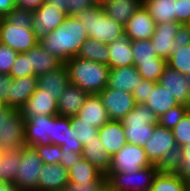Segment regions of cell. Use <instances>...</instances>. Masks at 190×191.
Instances as JSON below:
<instances>
[{
	"label": "cell",
	"mask_w": 190,
	"mask_h": 191,
	"mask_svg": "<svg viewBox=\"0 0 190 191\" xmlns=\"http://www.w3.org/2000/svg\"><path fill=\"white\" fill-rule=\"evenodd\" d=\"M87 37L84 27L75 16H67L62 25L40 39L38 44L64 64L77 56Z\"/></svg>",
	"instance_id": "obj_1"
},
{
	"label": "cell",
	"mask_w": 190,
	"mask_h": 191,
	"mask_svg": "<svg viewBox=\"0 0 190 191\" xmlns=\"http://www.w3.org/2000/svg\"><path fill=\"white\" fill-rule=\"evenodd\" d=\"M32 24L33 11L13 9L0 24V44L8 46L17 53L28 52L38 44Z\"/></svg>",
	"instance_id": "obj_2"
},
{
	"label": "cell",
	"mask_w": 190,
	"mask_h": 191,
	"mask_svg": "<svg viewBox=\"0 0 190 191\" xmlns=\"http://www.w3.org/2000/svg\"><path fill=\"white\" fill-rule=\"evenodd\" d=\"M69 83L88 94H99L108 84L110 68L102 63L73 57L64 63Z\"/></svg>",
	"instance_id": "obj_3"
},
{
	"label": "cell",
	"mask_w": 190,
	"mask_h": 191,
	"mask_svg": "<svg viewBox=\"0 0 190 191\" xmlns=\"http://www.w3.org/2000/svg\"><path fill=\"white\" fill-rule=\"evenodd\" d=\"M87 36L108 44L125 35L124 25L104 13L103 7L92 6L75 15Z\"/></svg>",
	"instance_id": "obj_4"
},
{
	"label": "cell",
	"mask_w": 190,
	"mask_h": 191,
	"mask_svg": "<svg viewBox=\"0 0 190 191\" xmlns=\"http://www.w3.org/2000/svg\"><path fill=\"white\" fill-rule=\"evenodd\" d=\"M121 123L127 143L143 147L158 124V116L146 104H136Z\"/></svg>",
	"instance_id": "obj_5"
},
{
	"label": "cell",
	"mask_w": 190,
	"mask_h": 191,
	"mask_svg": "<svg viewBox=\"0 0 190 191\" xmlns=\"http://www.w3.org/2000/svg\"><path fill=\"white\" fill-rule=\"evenodd\" d=\"M150 162L161 168H169L178 154L171 129L155 125L154 132L143 146Z\"/></svg>",
	"instance_id": "obj_6"
},
{
	"label": "cell",
	"mask_w": 190,
	"mask_h": 191,
	"mask_svg": "<svg viewBox=\"0 0 190 191\" xmlns=\"http://www.w3.org/2000/svg\"><path fill=\"white\" fill-rule=\"evenodd\" d=\"M161 169L152 165L131 173H112L106 181L116 191H149L157 172Z\"/></svg>",
	"instance_id": "obj_7"
},
{
	"label": "cell",
	"mask_w": 190,
	"mask_h": 191,
	"mask_svg": "<svg viewBox=\"0 0 190 191\" xmlns=\"http://www.w3.org/2000/svg\"><path fill=\"white\" fill-rule=\"evenodd\" d=\"M44 163L33 147L22 148V161L17 167L14 186L21 191H36L38 189L39 174Z\"/></svg>",
	"instance_id": "obj_8"
},
{
	"label": "cell",
	"mask_w": 190,
	"mask_h": 191,
	"mask_svg": "<svg viewBox=\"0 0 190 191\" xmlns=\"http://www.w3.org/2000/svg\"><path fill=\"white\" fill-rule=\"evenodd\" d=\"M142 146L126 143L116 154L111 156L110 170L106 179L112 173H131L141 168L152 166Z\"/></svg>",
	"instance_id": "obj_9"
},
{
	"label": "cell",
	"mask_w": 190,
	"mask_h": 191,
	"mask_svg": "<svg viewBox=\"0 0 190 191\" xmlns=\"http://www.w3.org/2000/svg\"><path fill=\"white\" fill-rule=\"evenodd\" d=\"M25 120L19 110H13L0 127V150L16 152L25 146Z\"/></svg>",
	"instance_id": "obj_10"
},
{
	"label": "cell",
	"mask_w": 190,
	"mask_h": 191,
	"mask_svg": "<svg viewBox=\"0 0 190 191\" xmlns=\"http://www.w3.org/2000/svg\"><path fill=\"white\" fill-rule=\"evenodd\" d=\"M51 144L60 146L63 153L74 151L82 155L83 144L75 139L69 117L51 116Z\"/></svg>",
	"instance_id": "obj_11"
},
{
	"label": "cell",
	"mask_w": 190,
	"mask_h": 191,
	"mask_svg": "<svg viewBox=\"0 0 190 191\" xmlns=\"http://www.w3.org/2000/svg\"><path fill=\"white\" fill-rule=\"evenodd\" d=\"M99 96L110 120L121 121L136 105L133 94L105 87Z\"/></svg>",
	"instance_id": "obj_12"
},
{
	"label": "cell",
	"mask_w": 190,
	"mask_h": 191,
	"mask_svg": "<svg viewBox=\"0 0 190 191\" xmlns=\"http://www.w3.org/2000/svg\"><path fill=\"white\" fill-rule=\"evenodd\" d=\"M67 14L56 7L44 3L38 10L33 12L32 29L36 39L45 38L52 30H56L63 24Z\"/></svg>",
	"instance_id": "obj_13"
},
{
	"label": "cell",
	"mask_w": 190,
	"mask_h": 191,
	"mask_svg": "<svg viewBox=\"0 0 190 191\" xmlns=\"http://www.w3.org/2000/svg\"><path fill=\"white\" fill-rule=\"evenodd\" d=\"M155 27V21L151 18L144 5L141 4L132 17L125 23V36L131 41L147 40L154 34Z\"/></svg>",
	"instance_id": "obj_14"
},
{
	"label": "cell",
	"mask_w": 190,
	"mask_h": 191,
	"mask_svg": "<svg viewBox=\"0 0 190 191\" xmlns=\"http://www.w3.org/2000/svg\"><path fill=\"white\" fill-rule=\"evenodd\" d=\"M22 117L26 121L28 118H33L38 115L53 116L58 115L57 99L41 91L38 87L30 96L29 100L19 110Z\"/></svg>",
	"instance_id": "obj_15"
},
{
	"label": "cell",
	"mask_w": 190,
	"mask_h": 191,
	"mask_svg": "<svg viewBox=\"0 0 190 191\" xmlns=\"http://www.w3.org/2000/svg\"><path fill=\"white\" fill-rule=\"evenodd\" d=\"M158 83L173 95L178 104L190 107V86L186 75L167 66Z\"/></svg>",
	"instance_id": "obj_16"
},
{
	"label": "cell",
	"mask_w": 190,
	"mask_h": 191,
	"mask_svg": "<svg viewBox=\"0 0 190 191\" xmlns=\"http://www.w3.org/2000/svg\"><path fill=\"white\" fill-rule=\"evenodd\" d=\"M180 25V23L175 21L156 24L154 34L150 38V41L159 58L164 60L169 59L175 49L173 40L176 37V33Z\"/></svg>",
	"instance_id": "obj_17"
},
{
	"label": "cell",
	"mask_w": 190,
	"mask_h": 191,
	"mask_svg": "<svg viewBox=\"0 0 190 191\" xmlns=\"http://www.w3.org/2000/svg\"><path fill=\"white\" fill-rule=\"evenodd\" d=\"M37 87L38 76L36 75L16 79L11 78L9 96L3 104L13 110H20Z\"/></svg>",
	"instance_id": "obj_18"
},
{
	"label": "cell",
	"mask_w": 190,
	"mask_h": 191,
	"mask_svg": "<svg viewBox=\"0 0 190 191\" xmlns=\"http://www.w3.org/2000/svg\"><path fill=\"white\" fill-rule=\"evenodd\" d=\"M25 146L50 145L51 116L38 115L25 121Z\"/></svg>",
	"instance_id": "obj_19"
},
{
	"label": "cell",
	"mask_w": 190,
	"mask_h": 191,
	"mask_svg": "<svg viewBox=\"0 0 190 191\" xmlns=\"http://www.w3.org/2000/svg\"><path fill=\"white\" fill-rule=\"evenodd\" d=\"M138 69L134 65L110 69L107 87L118 91L133 93L139 83L143 81Z\"/></svg>",
	"instance_id": "obj_20"
},
{
	"label": "cell",
	"mask_w": 190,
	"mask_h": 191,
	"mask_svg": "<svg viewBox=\"0 0 190 191\" xmlns=\"http://www.w3.org/2000/svg\"><path fill=\"white\" fill-rule=\"evenodd\" d=\"M77 116L81 119V122L91 124L97 129L110 121L108 111L104 107L99 94H89Z\"/></svg>",
	"instance_id": "obj_21"
},
{
	"label": "cell",
	"mask_w": 190,
	"mask_h": 191,
	"mask_svg": "<svg viewBox=\"0 0 190 191\" xmlns=\"http://www.w3.org/2000/svg\"><path fill=\"white\" fill-rule=\"evenodd\" d=\"M36 191L62 190L69 182L68 170L60 163H45L39 174Z\"/></svg>",
	"instance_id": "obj_22"
},
{
	"label": "cell",
	"mask_w": 190,
	"mask_h": 191,
	"mask_svg": "<svg viewBox=\"0 0 190 191\" xmlns=\"http://www.w3.org/2000/svg\"><path fill=\"white\" fill-rule=\"evenodd\" d=\"M88 95L79 87L69 84L57 99L58 115L69 118L76 116Z\"/></svg>",
	"instance_id": "obj_23"
},
{
	"label": "cell",
	"mask_w": 190,
	"mask_h": 191,
	"mask_svg": "<svg viewBox=\"0 0 190 191\" xmlns=\"http://www.w3.org/2000/svg\"><path fill=\"white\" fill-rule=\"evenodd\" d=\"M69 84L68 70L65 64H62L56 70L38 76V88L56 99Z\"/></svg>",
	"instance_id": "obj_24"
},
{
	"label": "cell",
	"mask_w": 190,
	"mask_h": 191,
	"mask_svg": "<svg viewBox=\"0 0 190 191\" xmlns=\"http://www.w3.org/2000/svg\"><path fill=\"white\" fill-rule=\"evenodd\" d=\"M156 24L175 21L179 23V0H143Z\"/></svg>",
	"instance_id": "obj_25"
},
{
	"label": "cell",
	"mask_w": 190,
	"mask_h": 191,
	"mask_svg": "<svg viewBox=\"0 0 190 191\" xmlns=\"http://www.w3.org/2000/svg\"><path fill=\"white\" fill-rule=\"evenodd\" d=\"M100 141L112 156L127 143L121 121L110 120L98 131Z\"/></svg>",
	"instance_id": "obj_26"
},
{
	"label": "cell",
	"mask_w": 190,
	"mask_h": 191,
	"mask_svg": "<svg viewBox=\"0 0 190 191\" xmlns=\"http://www.w3.org/2000/svg\"><path fill=\"white\" fill-rule=\"evenodd\" d=\"M110 69L134 65V56L131 48V40L127 36L116 39L107 44Z\"/></svg>",
	"instance_id": "obj_27"
},
{
	"label": "cell",
	"mask_w": 190,
	"mask_h": 191,
	"mask_svg": "<svg viewBox=\"0 0 190 191\" xmlns=\"http://www.w3.org/2000/svg\"><path fill=\"white\" fill-rule=\"evenodd\" d=\"M82 157L92 163L103 174L110 170L111 155L104 148L99 135L83 145Z\"/></svg>",
	"instance_id": "obj_28"
},
{
	"label": "cell",
	"mask_w": 190,
	"mask_h": 191,
	"mask_svg": "<svg viewBox=\"0 0 190 191\" xmlns=\"http://www.w3.org/2000/svg\"><path fill=\"white\" fill-rule=\"evenodd\" d=\"M27 58H29L30 68L34 71L36 76L56 70L63 64L58 58L42 48L39 44L27 52Z\"/></svg>",
	"instance_id": "obj_29"
},
{
	"label": "cell",
	"mask_w": 190,
	"mask_h": 191,
	"mask_svg": "<svg viewBox=\"0 0 190 191\" xmlns=\"http://www.w3.org/2000/svg\"><path fill=\"white\" fill-rule=\"evenodd\" d=\"M141 4L140 0H108L103 10L107 16L125 25Z\"/></svg>",
	"instance_id": "obj_30"
},
{
	"label": "cell",
	"mask_w": 190,
	"mask_h": 191,
	"mask_svg": "<svg viewBox=\"0 0 190 191\" xmlns=\"http://www.w3.org/2000/svg\"><path fill=\"white\" fill-rule=\"evenodd\" d=\"M145 104L158 117L178 105L173 95L159 83H156L153 90H150L149 98Z\"/></svg>",
	"instance_id": "obj_31"
},
{
	"label": "cell",
	"mask_w": 190,
	"mask_h": 191,
	"mask_svg": "<svg viewBox=\"0 0 190 191\" xmlns=\"http://www.w3.org/2000/svg\"><path fill=\"white\" fill-rule=\"evenodd\" d=\"M109 56L107 44L88 36L76 57L108 65Z\"/></svg>",
	"instance_id": "obj_32"
},
{
	"label": "cell",
	"mask_w": 190,
	"mask_h": 191,
	"mask_svg": "<svg viewBox=\"0 0 190 191\" xmlns=\"http://www.w3.org/2000/svg\"><path fill=\"white\" fill-rule=\"evenodd\" d=\"M69 182H88L94 179H106V175L85 158H81L68 170Z\"/></svg>",
	"instance_id": "obj_33"
},
{
	"label": "cell",
	"mask_w": 190,
	"mask_h": 191,
	"mask_svg": "<svg viewBox=\"0 0 190 191\" xmlns=\"http://www.w3.org/2000/svg\"><path fill=\"white\" fill-rule=\"evenodd\" d=\"M149 191H187V184L169 168H161L157 172Z\"/></svg>",
	"instance_id": "obj_34"
},
{
	"label": "cell",
	"mask_w": 190,
	"mask_h": 191,
	"mask_svg": "<svg viewBox=\"0 0 190 191\" xmlns=\"http://www.w3.org/2000/svg\"><path fill=\"white\" fill-rule=\"evenodd\" d=\"M132 53L134 56V66H141V63L148 62H167L159 58L150 39L131 41Z\"/></svg>",
	"instance_id": "obj_35"
},
{
	"label": "cell",
	"mask_w": 190,
	"mask_h": 191,
	"mask_svg": "<svg viewBox=\"0 0 190 191\" xmlns=\"http://www.w3.org/2000/svg\"><path fill=\"white\" fill-rule=\"evenodd\" d=\"M22 161V149L11 153H1L0 155V180L7 183H14L17 167Z\"/></svg>",
	"instance_id": "obj_36"
},
{
	"label": "cell",
	"mask_w": 190,
	"mask_h": 191,
	"mask_svg": "<svg viewBox=\"0 0 190 191\" xmlns=\"http://www.w3.org/2000/svg\"><path fill=\"white\" fill-rule=\"evenodd\" d=\"M169 169L184 183H190V142L178 149Z\"/></svg>",
	"instance_id": "obj_37"
},
{
	"label": "cell",
	"mask_w": 190,
	"mask_h": 191,
	"mask_svg": "<svg viewBox=\"0 0 190 191\" xmlns=\"http://www.w3.org/2000/svg\"><path fill=\"white\" fill-rule=\"evenodd\" d=\"M167 65L170 68L187 75L190 72V44L181 49H174L167 60Z\"/></svg>",
	"instance_id": "obj_38"
},
{
	"label": "cell",
	"mask_w": 190,
	"mask_h": 191,
	"mask_svg": "<svg viewBox=\"0 0 190 191\" xmlns=\"http://www.w3.org/2000/svg\"><path fill=\"white\" fill-rule=\"evenodd\" d=\"M71 126L75 135V139L81 144H85L91 140H94L98 136V131L96 127L86 122H81V119L76 115L70 117Z\"/></svg>",
	"instance_id": "obj_39"
},
{
	"label": "cell",
	"mask_w": 190,
	"mask_h": 191,
	"mask_svg": "<svg viewBox=\"0 0 190 191\" xmlns=\"http://www.w3.org/2000/svg\"><path fill=\"white\" fill-rule=\"evenodd\" d=\"M189 110L190 107L178 104L159 116L158 124L172 130Z\"/></svg>",
	"instance_id": "obj_40"
},
{
	"label": "cell",
	"mask_w": 190,
	"mask_h": 191,
	"mask_svg": "<svg viewBox=\"0 0 190 191\" xmlns=\"http://www.w3.org/2000/svg\"><path fill=\"white\" fill-rule=\"evenodd\" d=\"M167 66V62H148L141 63V66L135 67L138 69L143 79L158 83Z\"/></svg>",
	"instance_id": "obj_41"
},
{
	"label": "cell",
	"mask_w": 190,
	"mask_h": 191,
	"mask_svg": "<svg viewBox=\"0 0 190 191\" xmlns=\"http://www.w3.org/2000/svg\"><path fill=\"white\" fill-rule=\"evenodd\" d=\"M178 149L190 142V110L172 129Z\"/></svg>",
	"instance_id": "obj_42"
},
{
	"label": "cell",
	"mask_w": 190,
	"mask_h": 191,
	"mask_svg": "<svg viewBox=\"0 0 190 191\" xmlns=\"http://www.w3.org/2000/svg\"><path fill=\"white\" fill-rule=\"evenodd\" d=\"M8 75L12 79L35 75L34 71L30 68L29 58H27V52L18 53V56L15 59Z\"/></svg>",
	"instance_id": "obj_43"
},
{
	"label": "cell",
	"mask_w": 190,
	"mask_h": 191,
	"mask_svg": "<svg viewBox=\"0 0 190 191\" xmlns=\"http://www.w3.org/2000/svg\"><path fill=\"white\" fill-rule=\"evenodd\" d=\"M33 148L44 164H57L60 162V156L62 154L60 146L54 144L35 145Z\"/></svg>",
	"instance_id": "obj_44"
},
{
	"label": "cell",
	"mask_w": 190,
	"mask_h": 191,
	"mask_svg": "<svg viewBox=\"0 0 190 191\" xmlns=\"http://www.w3.org/2000/svg\"><path fill=\"white\" fill-rule=\"evenodd\" d=\"M18 53L13 49L0 44V74H9Z\"/></svg>",
	"instance_id": "obj_45"
},
{
	"label": "cell",
	"mask_w": 190,
	"mask_h": 191,
	"mask_svg": "<svg viewBox=\"0 0 190 191\" xmlns=\"http://www.w3.org/2000/svg\"><path fill=\"white\" fill-rule=\"evenodd\" d=\"M106 179H94L88 182H68L64 191H99Z\"/></svg>",
	"instance_id": "obj_46"
},
{
	"label": "cell",
	"mask_w": 190,
	"mask_h": 191,
	"mask_svg": "<svg viewBox=\"0 0 190 191\" xmlns=\"http://www.w3.org/2000/svg\"><path fill=\"white\" fill-rule=\"evenodd\" d=\"M155 84L156 82L145 79L139 83L132 93L136 104H145L147 102L150 90H153Z\"/></svg>",
	"instance_id": "obj_47"
},
{
	"label": "cell",
	"mask_w": 190,
	"mask_h": 191,
	"mask_svg": "<svg viewBox=\"0 0 190 191\" xmlns=\"http://www.w3.org/2000/svg\"><path fill=\"white\" fill-rule=\"evenodd\" d=\"M173 43L175 44V49H181L190 44V26L188 24L180 25Z\"/></svg>",
	"instance_id": "obj_48"
},
{
	"label": "cell",
	"mask_w": 190,
	"mask_h": 191,
	"mask_svg": "<svg viewBox=\"0 0 190 191\" xmlns=\"http://www.w3.org/2000/svg\"><path fill=\"white\" fill-rule=\"evenodd\" d=\"M92 7L90 0H67V16H75L78 12Z\"/></svg>",
	"instance_id": "obj_49"
},
{
	"label": "cell",
	"mask_w": 190,
	"mask_h": 191,
	"mask_svg": "<svg viewBox=\"0 0 190 191\" xmlns=\"http://www.w3.org/2000/svg\"><path fill=\"white\" fill-rule=\"evenodd\" d=\"M82 158V155L79 153H76L74 151H67L66 153L61 154L60 156V164L65 167L67 170H69L73 165H75L80 159Z\"/></svg>",
	"instance_id": "obj_50"
},
{
	"label": "cell",
	"mask_w": 190,
	"mask_h": 191,
	"mask_svg": "<svg viewBox=\"0 0 190 191\" xmlns=\"http://www.w3.org/2000/svg\"><path fill=\"white\" fill-rule=\"evenodd\" d=\"M190 22V0H179V23L182 25Z\"/></svg>",
	"instance_id": "obj_51"
},
{
	"label": "cell",
	"mask_w": 190,
	"mask_h": 191,
	"mask_svg": "<svg viewBox=\"0 0 190 191\" xmlns=\"http://www.w3.org/2000/svg\"><path fill=\"white\" fill-rule=\"evenodd\" d=\"M44 3L45 0H15V7L31 10L34 12L38 10Z\"/></svg>",
	"instance_id": "obj_52"
},
{
	"label": "cell",
	"mask_w": 190,
	"mask_h": 191,
	"mask_svg": "<svg viewBox=\"0 0 190 191\" xmlns=\"http://www.w3.org/2000/svg\"><path fill=\"white\" fill-rule=\"evenodd\" d=\"M11 77L8 74H0V101L4 103L9 96Z\"/></svg>",
	"instance_id": "obj_53"
},
{
	"label": "cell",
	"mask_w": 190,
	"mask_h": 191,
	"mask_svg": "<svg viewBox=\"0 0 190 191\" xmlns=\"http://www.w3.org/2000/svg\"><path fill=\"white\" fill-rule=\"evenodd\" d=\"M15 8V0H0V14L3 17Z\"/></svg>",
	"instance_id": "obj_54"
},
{
	"label": "cell",
	"mask_w": 190,
	"mask_h": 191,
	"mask_svg": "<svg viewBox=\"0 0 190 191\" xmlns=\"http://www.w3.org/2000/svg\"><path fill=\"white\" fill-rule=\"evenodd\" d=\"M45 3H48L67 14V0H45Z\"/></svg>",
	"instance_id": "obj_55"
},
{
	"label": "cell",
	"mask_w": 190,
	"mask_h": 191,
	"mask_svg": "<svg viewBox=\"0 0 190 191\" xmlns=\"http://www.w3.org/2000/svg\"><path fill=\"white\" fill-rule=\"evenodd\" d=\"M0 191H21L14 186L13 183H7L3 180H0Z\"/></svg>",
	"instance_id": "obj_56"
},
{
	"label": "cell",
	"mask_w": 190,
	"mask_h": 191,
	"mask_svg": "<svg viewBox=\"0 0 190 191\" xmlns=\"http://www.w3.org/2000/svg\"><path fill=\"white\" fill-rule=\"evenodd\" d=\"M12 111L13 109L5 105L0 108V127L2 125V120H4Z\"/></svg>",
	"instance_id": "obj_57"
},
{
	"label": "cell",
	"mask_w": 190,
	"mask_h": 191,
	"mask_svg": "<svg viewBox=\"0 0 190 191\" xmlns=\"http://www.w3.org/2000/svg\"><path fill=\"white\" fill-rule=\"evenodd\" d=\"M99 191H116L107 181L99 189Z\"/></svg>",
	"instance_id": "obj_58"
},
{
	"label": "cell",
	"mask_w": 190,
	"mask_h": 191,
	"mask_svg": "<svg viewBox=\"0 0 190 191\" xmlns=\"http://www.w3.org/2000/svg\"><path fill=\"white\" fill-rule=\"evenodd\" d=\"M108 0H90L92 6L103 7Z\"/></svg>",
	"instance_id": "obj_59"
},
{
	"label": "cell",
	"mask_w": 190,
	"mask_h": 191,
	"mask_svg": "<svg viewBox=\"0 0 190 191\" xmlns=\"http://www.w3.org/2000/svg\"><path fill=\"white\" fill-rule=\"evenodd\" d=\"M187 77V80H188V83H189V86H190V72L186 75Z\"/></svg>",
	"instance_id": "obj_60"
},
{
	"label": "cell",
	"mask_w": 190,
	"mask_h": 191,
	"mask_svg": "<svg viewBox=\"0 0 190 191\" xmlns=\"http://www.w3.org/2000/svg\"><path fill=\"white\" fill-rule=\"evenodd\" d=\"M3 18L4 17L0 14V24L2 23Z\"/></svg>",
	"instance_id": "obj_61"
},
{
	"label": "cell",
	"mask_w": 190,
	"mask_h": 191,
	"mask_svg": "<svg viewBox=\"0 0 190 191\" xmlns=\"http://www.w3.org/2000/svg\"><path fill=\"white\" fill-rule=\"evenodd\" d=\"M187 191H190V183L187 184Z\"/></svg>",
	"instance_id": "obj_62"
},
{
	"label": "cell",
	"mask_w": 190,
	"mask_h": 191,
	"mask_svg": "<svg viewBox=\"0 0 190 191\" xmlns=\"http://www.w3.org/2000/svg\"><path fill=\"white\" fill-rule=\"evenodd\" d=\"M4 104L0 101V108L3 106Z\"/></svg>",
	"instance_id": "obj_63"
}]
</instances>
